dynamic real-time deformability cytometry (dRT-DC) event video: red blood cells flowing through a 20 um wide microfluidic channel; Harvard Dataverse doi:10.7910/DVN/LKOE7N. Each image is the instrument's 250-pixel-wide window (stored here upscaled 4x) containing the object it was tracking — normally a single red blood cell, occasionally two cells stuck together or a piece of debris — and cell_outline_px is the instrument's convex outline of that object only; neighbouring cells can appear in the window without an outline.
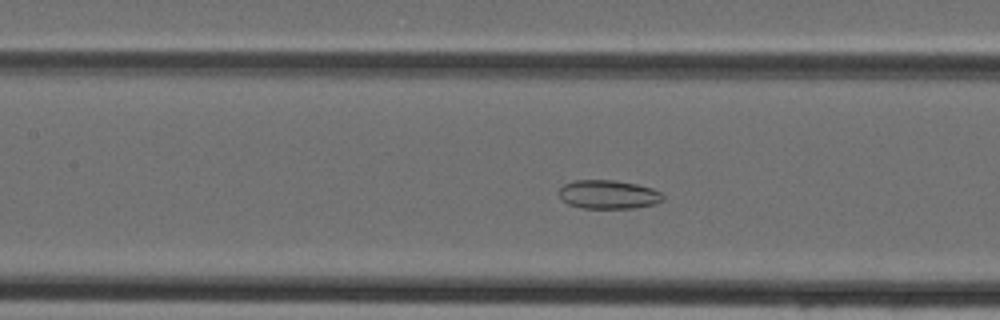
{"species": "Egyptian fruit bat (a non-hibernating species)", "species_latin": "Rousettus aegyptiacus", "temperature_condition": "cold", "stored_images_in_passage": 45, "camera_frame_rate_fps": 3000, "um_per_image_px": 0.085, "animal": {"sex": "female"}, "frame": {"image": 1, "passage_image": 19, "time_ms": 6.0, "image_size_px": [1000, 320], "cell_outline_px": [[664, 200], [656, 204], [636, 208], [580, 208], [568, 204], [560, 196], [560, 188], [564, 184], [576, 180], [612, 180], [636, 184], [652, 188], [664, 192]], "centroid_in_image_um": [51.78, 16.54], "position_along_channel_um": 155.6, "area_um2": 17.51}}
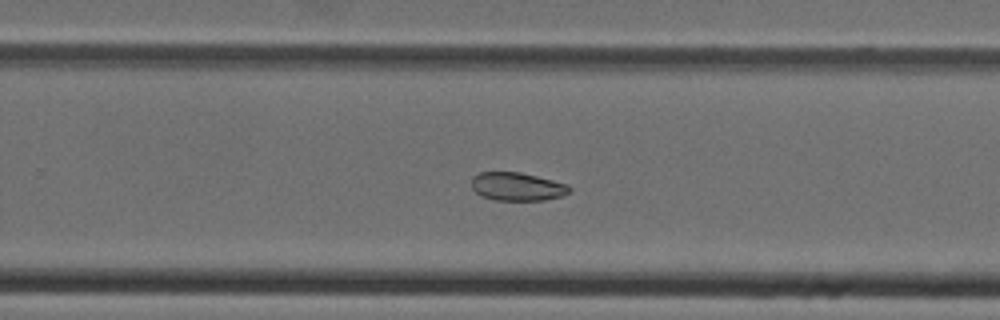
{"frame": {"image": 2, "passage_image": 28, "time_ms": 9.0, "image_size_px": [1000, 320], "cell_outline_px": [[572, 192], [564, 196], [544, 200], [492, 200], [480, 196], [472, 188], [472, 176], [480, 172], [520, 172], [568, 184], [572, 188]], "centroid_in_image_um": [43.98, 15.87], "position_along_channel_um": 285.8, "area_um2": 16.36}}
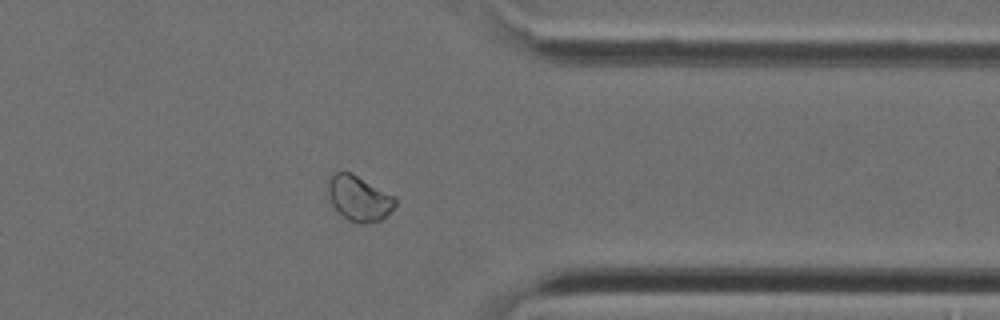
{"frame": {"image": 3, "passage_image": 35, "time_ms": 11.333, "image_size_px": [1000, 320], "cell_outline_px": [[396, 204], [380, 220], [368, 224], [356, 224], [348, 220], [332, 204], [328, 196], [328, 180], [332, 172], [348, 172], [396, 196]], "centroid_in_image_um": [30.5, 16.87], "position_along_channel_um": 380.9, "area_um2": 17.51}}